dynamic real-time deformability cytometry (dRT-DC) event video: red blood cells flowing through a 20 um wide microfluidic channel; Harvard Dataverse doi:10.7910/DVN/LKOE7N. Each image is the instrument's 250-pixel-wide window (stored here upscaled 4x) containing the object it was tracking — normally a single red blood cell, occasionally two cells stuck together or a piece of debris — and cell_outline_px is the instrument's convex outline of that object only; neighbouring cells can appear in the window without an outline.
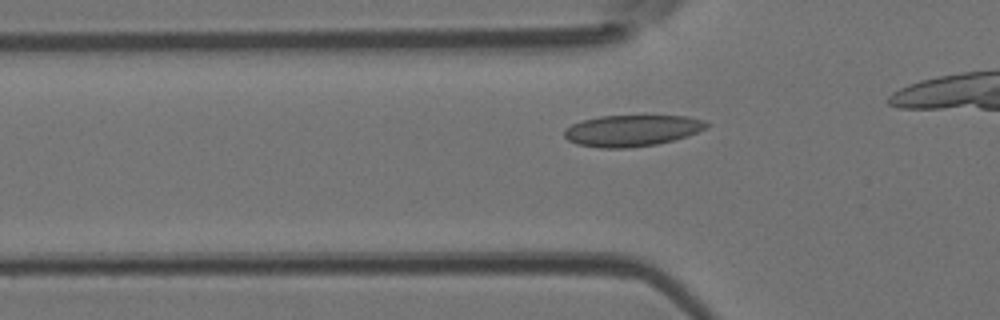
{"species": "Egyptian fruit bat (a non-hibernating species)", "species_latin": "Rousettus aegyptiacus", "temperature_condition": "room temperature", "stored_images_in_passage": 32, "camera_frame_rate_fps": 3000, "um_per_image_px": 0.085, "animal": {"sex": "female"}, "frame": {"image": 1, "passage_image": 10, "time_ms": 3.0, "image_size_px": [1000, 320], "cell_outline_px": [[712, 124], [708, 128], [688, 136], [656, 144], [628, 148], [600, 148], [576, 144], [568, 140], [564, 136], [564, 128], [572, 124], [584, 120], [600, 116], [684, 116], [704, 120]], "centroid_in_image_um": [53.73, 11.1], "position_along_channel_um": 72.1, "area_um2": 26.07}}
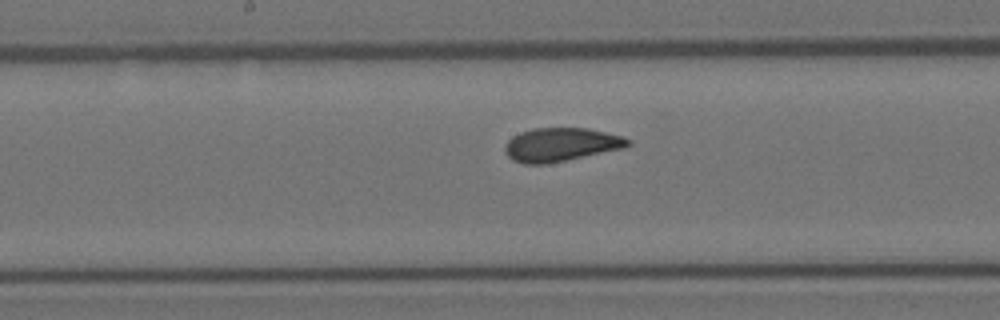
{"frame": {"image": 2, "passage_image": 19, "time_ms": 6.0, "image_size_px": [1000, 320], "cell_outline_px": [[632, 144], [624, 148], [544, 164], [524, 164], [512, 160], [504, 152], [504, 144], [512, 136], [520, 132], [532, 128], [588, 128], [624, 136], [632, 140]], "centroid_in_image_um": [47.67, 12.28], "position_along_channel_um": 200.5, "area_um2": 24.16}}
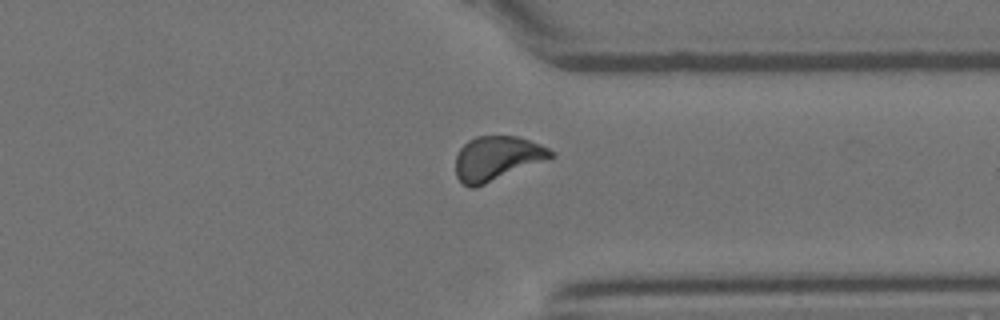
{"frame": {"image": 3, "passage_image": 31, "time_ms": 10.0, "image_size_px": [1000, 320], "cell_outline_px": [[556, 156], [476, 188], [468, 188], [456, 176], [456, 156], [460, 148], [468, 140], [476, 136], [516, 136], [540, 144], [556, 152]], "centroid_in_image_um": [42.24, 13.47], "position_along_channel_um": 369.2, "area_um2": 24.68}}